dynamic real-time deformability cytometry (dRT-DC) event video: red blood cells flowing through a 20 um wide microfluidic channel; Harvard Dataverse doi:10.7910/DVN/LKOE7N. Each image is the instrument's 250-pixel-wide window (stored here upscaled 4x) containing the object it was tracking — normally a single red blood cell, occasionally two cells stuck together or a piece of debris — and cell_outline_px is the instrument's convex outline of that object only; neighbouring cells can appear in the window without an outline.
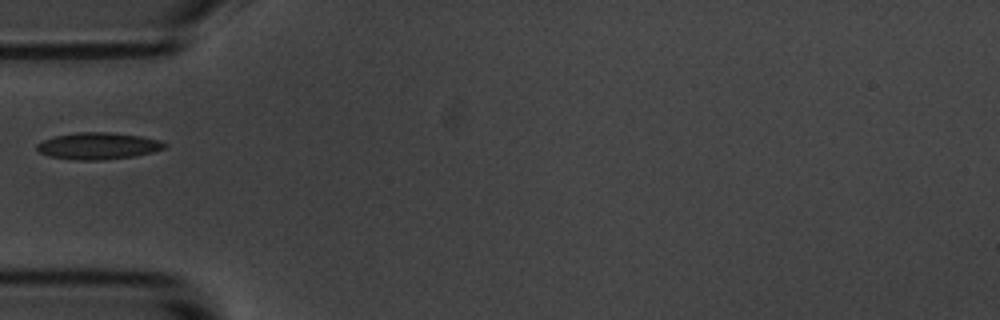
{"species": "common noctule bat (a hibernating species)", "species_latin": "Nyctalus noctula", "temperature_condition": "room temperature", "stored_images_in_passage": 1, "camera_frame_rate_fps": 3000, "um_per_image_px": 0.085, "animal": {"sex": "male", "body_mass_g": 20.1, "forearm_length_mm": 53.5}, "frame": {"image": 1, "passage_image": 1, "time_ms": 0.0, "image_size_px": [1000, 320], "cell_outline_px": [[168, 144], [164, 148], [152, 152], [136, 156], [104, 160], [76, 160], [48, 156], [40, 152], [36, 148], [36, 144], [44, 140], [56, 136], [76, 132], [108, 132], [140, 136], [160, 140]], "centroid_in_image_um": [8.35, 12.41], "position_along_channel_um": 76.6, "area_um2": 19.94}}